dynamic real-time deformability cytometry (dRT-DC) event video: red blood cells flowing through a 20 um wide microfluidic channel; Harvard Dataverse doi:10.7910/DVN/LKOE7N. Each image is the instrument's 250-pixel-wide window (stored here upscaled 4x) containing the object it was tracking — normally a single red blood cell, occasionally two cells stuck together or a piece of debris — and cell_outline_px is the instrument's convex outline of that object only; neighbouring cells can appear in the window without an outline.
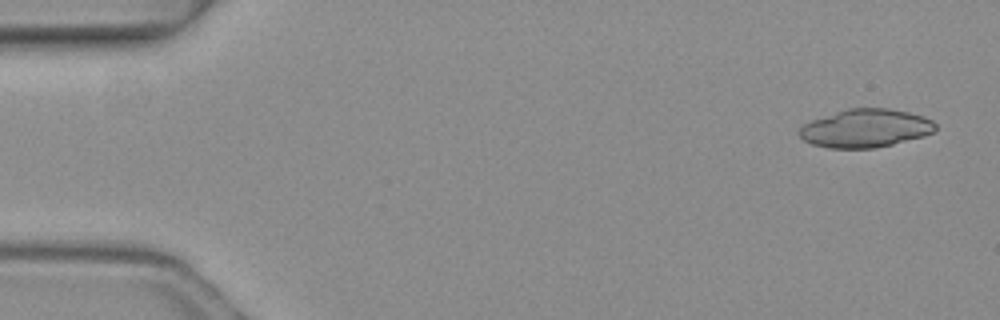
{"species": "common noctule bat (a hibernating species)", "species_latin": "Nyctalus noctula", "temperature_condition": "warm", "stored_images_in_passage": 4, "camera_frame_rate_fps": 3000, "um_per_image_px": 0.085, "animal": {"sex": "female", "body_mass_g": 19.3, "forearm_length_mm": 54.1}, "frame": {"image": 1, "passage_image": 1, "time_ms": 0.0, "image_size_px": [1000, 320], "cell_outline_px": [[936, 128], [932, 132], [924, 136], [892, 144], [872, 148], [828, 148], [812, 144], [804, 140], [800, 136], [800, 128], [804, 124], [812, 120], [848, 108], [888, 108], [908, 112], [924, 116], [932, 120], [936, 124]], "centroid_in_image_um": [73.59, 10.9], "position_along_channel_um": 11.4, "area_um2": 30.11}}